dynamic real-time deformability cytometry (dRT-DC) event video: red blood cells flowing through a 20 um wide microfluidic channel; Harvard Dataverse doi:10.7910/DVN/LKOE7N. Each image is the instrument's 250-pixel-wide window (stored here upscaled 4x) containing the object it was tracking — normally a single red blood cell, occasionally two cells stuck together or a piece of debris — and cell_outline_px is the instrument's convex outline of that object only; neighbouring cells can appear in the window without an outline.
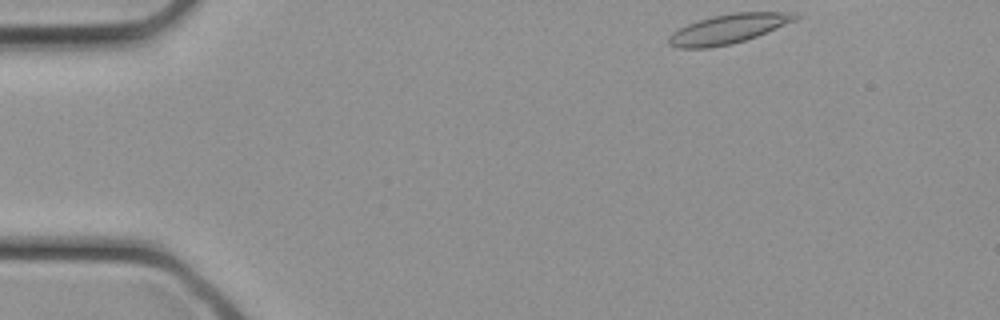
{"species": "common noctule bat (a hibernating species)", "species_latin": "Nyctalus noctula", "temperature_condition": "cold", "stored_images_in_passage": 21, "camera_frame_rate_fps": 3000, "um_per_image_px": 0.085, "animal": {"sex": "female", "body_mass_g": 21.9}, "frame": {"image": 1, "passage_image": 1, "time_ms": 0.0, "image_size_px": [1000, 320], "cell_outline_px": [[800, 16], [796, 20], [756, 36], [732, 44], [708, 48], [676, 48], [668, 44], [668, 36], [672, 32], [688, 24], [712, 16], [736, 12], [784, 12]], "centroid_in_image_um": [61.85, 2.47], "position_along_channel_um": 23.2, "area_um2": 21.39}}
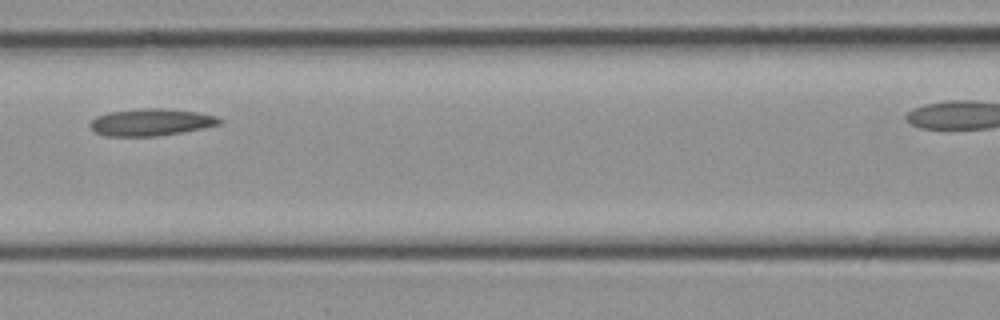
{"frame": {"image": 2, "passage_image": 11, "time_ms": 3.333, "image_size_px": [1000, 320], "cell_outline_px": [[224, 120], [220, 124], [204, 128], [156, 136], [104, 136], [96, 132], [88, 124], [96, 116], [108, 112], [144, 108], [164, 108], [196, 112], [216, 116]], "centroid_in_image_um": [12.83, 10.38], "position_along_channel_um": 153.8, "area_um2": 20.35}}
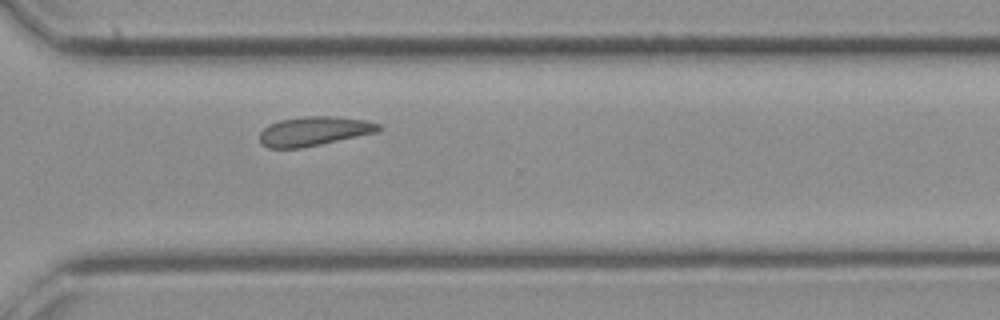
{"frame": {"image": 3, "passage_image": 20, "time_ms": 6.333, "image_size_px": [1000, 320], "cell_outline_px": [[384, 128], [380, 132], [300, 148], [268, 148], [260, 144], [260, 132], [264, 128], [280, 120], [304, 116], [328, 116], [364, 120], [380, 124]], "centroid_in_image_um": [26.72, 11.16], "position_along_channel_um": 343.9, "area_um2": 20.23}}